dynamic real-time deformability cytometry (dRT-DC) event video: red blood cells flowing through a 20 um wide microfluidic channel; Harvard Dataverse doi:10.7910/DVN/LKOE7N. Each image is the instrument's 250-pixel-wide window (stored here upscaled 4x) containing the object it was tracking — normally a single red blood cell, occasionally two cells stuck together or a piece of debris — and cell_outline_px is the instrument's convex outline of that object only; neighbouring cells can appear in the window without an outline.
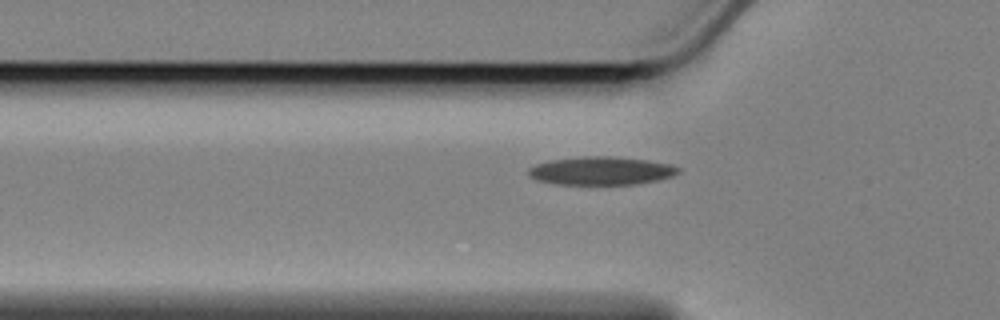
{"species": "Egyptian fruit bat (a non-hibernating species)", "species_latin": "Rousettus aegyptiacus", "temperature_condition": "cold", "stored_images_in_passage": 25, "camera_frame_rate_fps": 3000, "um_per_image_px": 0.085, "animal": {"sex": "female"}, "frame": {"image": 1, "passage_image": 3, "time_ms": 0.667, "image_size_px": [1000, 320], "cell_outline_px": [[680, 172], [672, 176], [656, 180], [636, 184], [556, 184], [536, 180], [528, 176], [528, 168], [536, 164], [548, 160], [584, 156], [612, 156], [648, 160], [672, 164], [680, 168]], "centroid_in_image_um": [51.08, 14.51], "position_along_channel_um": 74.7, "area_um2": 24.8}}
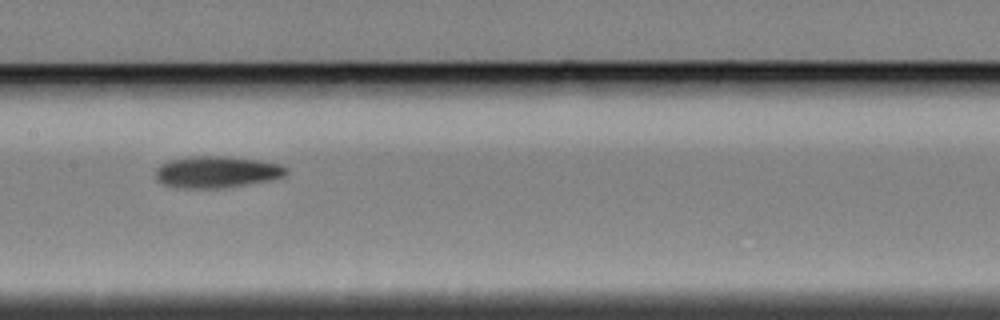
{"frame": {"image": 2, "passage_image": 13, "time_ms": 4.0, "image_size_px": [1000, 320], "cell_outline_px": [[288, 172], [284, 176], [268, 180], [224, 188], [176, 188], [164, 184], [156, 180], [156, 168], [160, 164], [168, 160], [192, 156], [228, 156], [260, 160], [280, 164], [288, 168]], "centroid_in_image_um": [18.4, 14.61], "position_along_channel_um": 189.0, "area_um2": 24.28}}
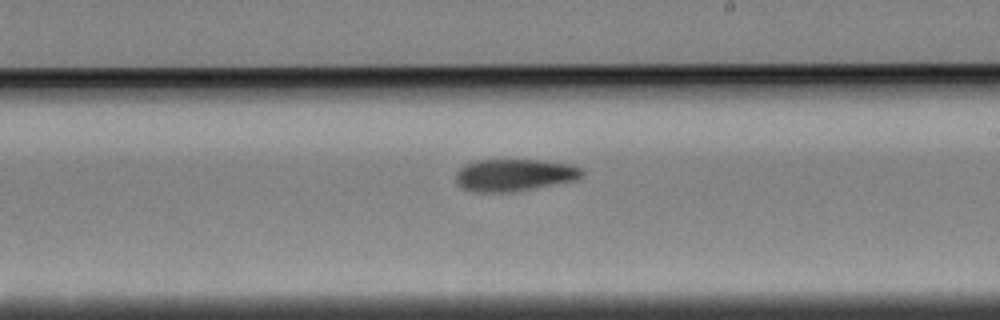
{"frame": {"image": 3, "passage_image": 18, "time_ms": 5.667, "image_size_px": [1000, 320], "cell_outline_px": [[584, 176], [576, 180], [512, 192], [472, 192], [460, 188], [456, 184], [456, 172], [464, 164], [476, 160], [540, 160], [572, 164], [580, 168], [584, 172]], "centroid_in_image_um": [43.69, 14.88], "position_along_channel_um": 245.3, "area_um2": 23.93}}